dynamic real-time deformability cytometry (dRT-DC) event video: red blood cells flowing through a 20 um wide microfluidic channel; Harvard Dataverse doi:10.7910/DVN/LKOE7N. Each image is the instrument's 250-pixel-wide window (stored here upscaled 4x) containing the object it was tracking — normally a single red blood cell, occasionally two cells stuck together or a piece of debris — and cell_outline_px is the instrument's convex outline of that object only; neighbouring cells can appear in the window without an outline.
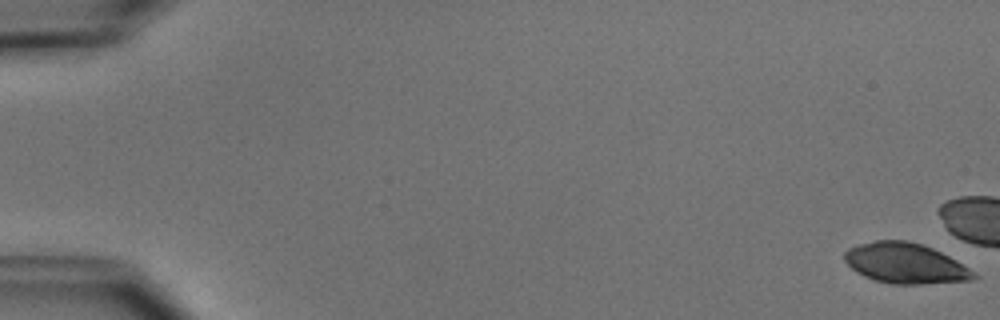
{"species": "common noctule bat (a hibernating species)", "species_latin": "Nyctalus noctula", "temperature_condition": "cold", "stored_images_in_passage": 7, "camera_frame_rate_fps": 3000, "um_per_image_px": 0.085, "animal": {"sex": "male", "body_mass_g": 15.6}, "frame": {"image": 1, "passage_image": 1, "time_ms": 0.0, "image_size_px": [1000, 320], "cell_outline_px": [[980, 276], [972, 280], [920, 284], [892, 284], [872, 280], [856, 272], [844, 260], [844, 252], [848, 248], [856, 244], [876, 240], [908, 240], [924, 244], [956, 260]], "centroid_in_image_um": [76.93, 22.37], "position_along_channel_um": 8.1, "area_um2": 30.58}}